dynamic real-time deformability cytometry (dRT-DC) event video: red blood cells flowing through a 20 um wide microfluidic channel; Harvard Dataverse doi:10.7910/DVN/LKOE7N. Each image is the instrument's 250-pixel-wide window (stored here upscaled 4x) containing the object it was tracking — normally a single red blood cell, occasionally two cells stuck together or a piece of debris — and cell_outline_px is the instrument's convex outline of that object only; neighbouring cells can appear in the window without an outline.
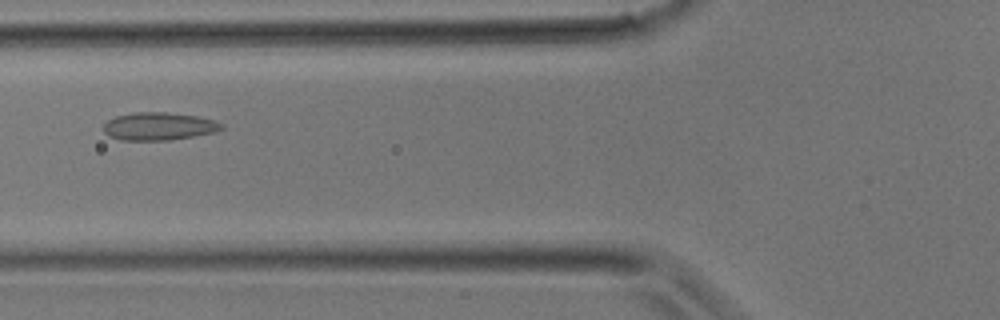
{"species": "common noctule bat (a hibernating species)", "species_latin": "Nyctalus noctula", "temperature_condition": "room temperature", "stored_images_in_passage": 27, "camera_frame_rate_fps": 3000, "um_per_image_px": 0.085, "animal": {"sex": "male", "body_mass_g": 17.9}, "frame": {"image": 1, "passage_image": 5, "time_ms": 1.333, "image_size_px": [1000, 320], "cell_outline_px": [[224, 128], [216, 132], [168, 140], [120, 140], [108, 136], [104, 132], [104, 124], [108, 120], [116, 116], [132, 112], [164, 112], [196, 116], [212, 120], [224, 124]], "centroid_in_image_um": [13.48, 10.73], "position_along_channel_um": 112.3, "area_um2": 19.07}}
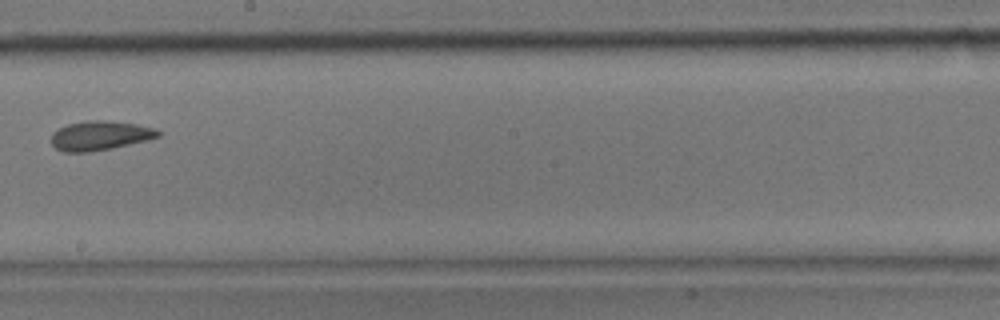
{"frame": {"image": 2, "passage_image": 12, "time_ms": 3.667, "image_size_px": [1000, 320], "cell_outline_px": [[160, 136], [148, 140], [112, 148], [88, 152], [64, 152], [56, 148], [52, 144], [52, 132], [68, 124], [84, 120], [104, 120], [136, 124], [156, 128], [160, 132]], "centroid_in_image_um": [8.51, 11.52], "position_along_channel_um": 239.7, "area_um2": 18.26}}
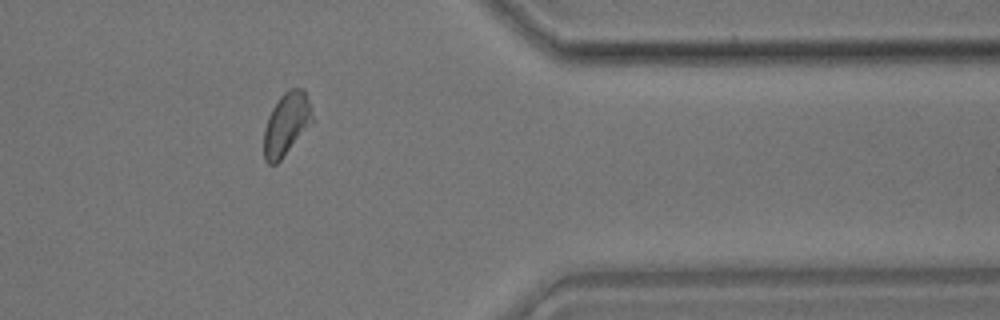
{"frame": {"image": 3, "passage_image": 21, "time_ms": 6.667, "image_size_px": [1000, 320], "cell_outline_px": [[316, 120], [280, 160], [276, 164], [268, 164], [264, 160], [264, 128], [268, 116], [272, 108], [280, 96], [288, 88], [304, 88]], "centroid_in_image_um": [24.38, 10.52], "position_along_channel_um": 387.0, "area_um2": 18.09}}